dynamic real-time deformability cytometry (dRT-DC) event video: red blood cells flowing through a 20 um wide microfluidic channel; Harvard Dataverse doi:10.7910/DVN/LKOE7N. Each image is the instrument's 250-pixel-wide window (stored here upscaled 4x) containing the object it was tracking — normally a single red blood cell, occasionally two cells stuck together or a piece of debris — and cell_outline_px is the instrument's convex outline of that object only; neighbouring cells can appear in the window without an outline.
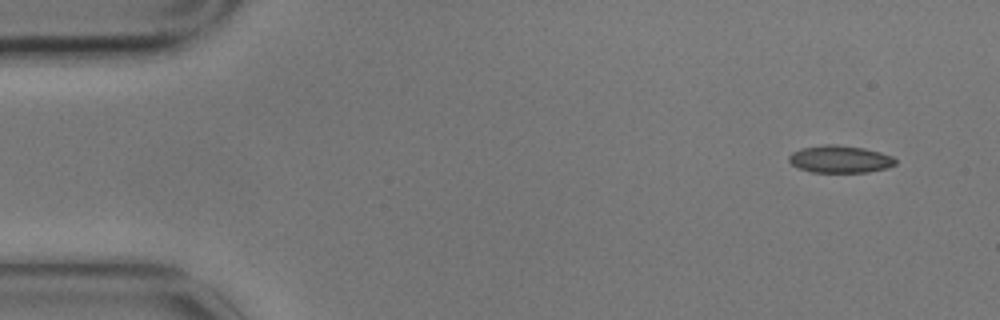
{"species": "common noctule bat (a hibernating species)", "species_latin": "Nyctalus noctula", "temperature_condition": "cold", "stored_images_in_passage": 4, "camera_frame_rate_fps": 3000, "um_per_image_px": 0.085, "animal": {"sex": "male", "body_mass_g": 17.9}, "frame": {"image": 1, "passage_image": 1, "time_ms": 0.0, "image_size_px": [1000, 320], "cell_outline_px": [[896, 164], [888, 168], [868, 172], [812, 172], [800, 168], [792, 164], [788, 160], [788, 156], [792, 152], [800, 148], [824, 144], [836, 144], [864, 148], [880, 152], [892, 156], [896, 160]], "centroid_in_image_um": [71.4, 13.52], "position_along_channel_um": 13.6, "area_um2": 17.05}}